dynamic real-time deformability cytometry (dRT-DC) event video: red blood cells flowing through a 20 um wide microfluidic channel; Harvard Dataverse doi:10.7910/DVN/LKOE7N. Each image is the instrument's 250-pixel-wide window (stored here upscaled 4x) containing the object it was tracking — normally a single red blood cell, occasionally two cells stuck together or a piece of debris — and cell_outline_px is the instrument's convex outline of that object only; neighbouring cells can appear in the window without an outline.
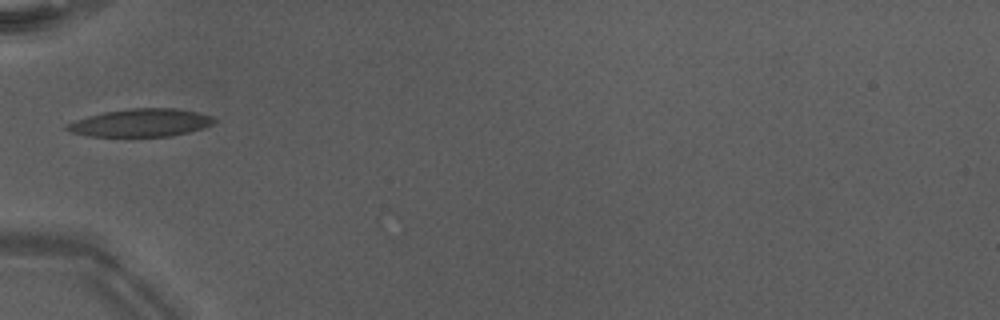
{"species": "Egyptian fruit bat (a non-hibernating species)", "species_latin": "Rousettus aegyptiacus", "temperature_condition": "warm", "stored_images_in_passage": 4, "camera_frame_rate_fps": 3000, "um_per_image_px": 0.085, "animal": {"sex": "male"}, "frame": {"image": 1, "passage_image": 1, "time_ms": 0.0, "image_size_px": [1000, 320], "cell_outline_px": [[216, 120], [212, 124], [188, 132], [172, 136], [92, 136], [72, 132], [64, 128], [64, 124], [88, 116], [104, 112], [132, 108], [176, 108], [196, 112], [212, 116]], "centroid_in_image_um": [11.95, 10.43], "position_along_channel_um": 73.0, "area_um2": 23.64}}